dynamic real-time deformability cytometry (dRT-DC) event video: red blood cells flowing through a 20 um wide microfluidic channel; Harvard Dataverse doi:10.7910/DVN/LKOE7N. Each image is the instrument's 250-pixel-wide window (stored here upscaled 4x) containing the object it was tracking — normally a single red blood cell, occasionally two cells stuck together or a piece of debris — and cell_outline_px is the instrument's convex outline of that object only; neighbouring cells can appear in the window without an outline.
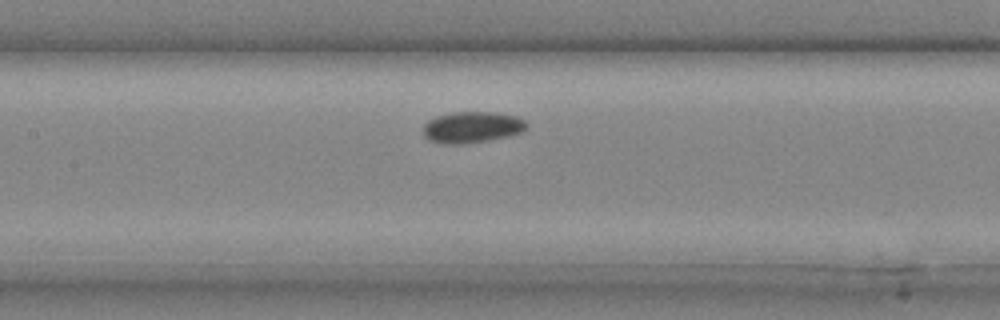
{"species": "common noctule bat (a hibernating species)", "species_latin": "Nyctalus noctula", "temperature_condition": "cold", "stored_images_in_passage": 20, "camera_frame_rate_fps": 3000, "um_per_image_px": 0.085, "animal": {"sex": "male", "body_mass_g": 20.4}, "frame": {"image": 1, "passage_image": 7, "time_ms": 2.0, "image_size_px": [1000, 320], "cell_outline_px": [[528, 128], [520, 132], [508, 136], [488, 140], [460, 144], [440, 144], [428, 140], [424, 136], [424, 124], [428, 120], [436, 116], [452, 112], [496, 112], [516, 116], [524, 120], [528, 124]], "centroid_in_image_um": [40.11, 10.81], "position_along_channel_um": 167.3, "area_um2": 18.96}}
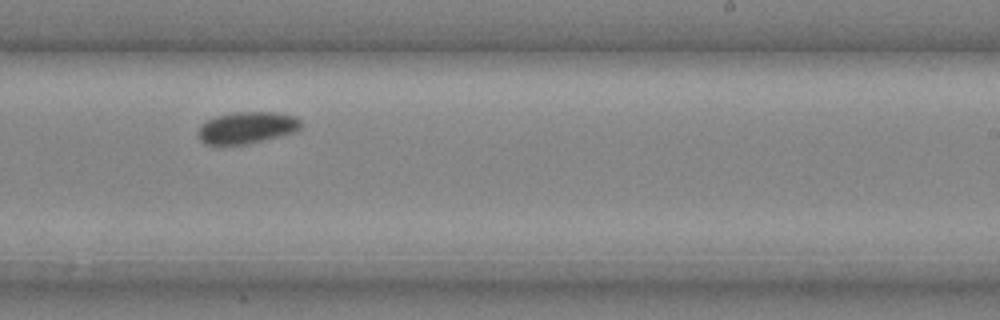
{"frame": {"image": 2, "passage_image": 12, "time_ms": 3.667, "image_size_px": [1000, 320], "cell_outline_px": [[300, 128], [292, 132], [264, 140], [248, 144], [204, 144], [200, 140], [196, 132], [200, 124], [216, 116], [236, 112], [276, 112], [296, 116], [300, 120]], "centroid_in_image_um": [20.94, 10.84], "position_along_channel_um": 268.1, "area_um2": 18.96}}
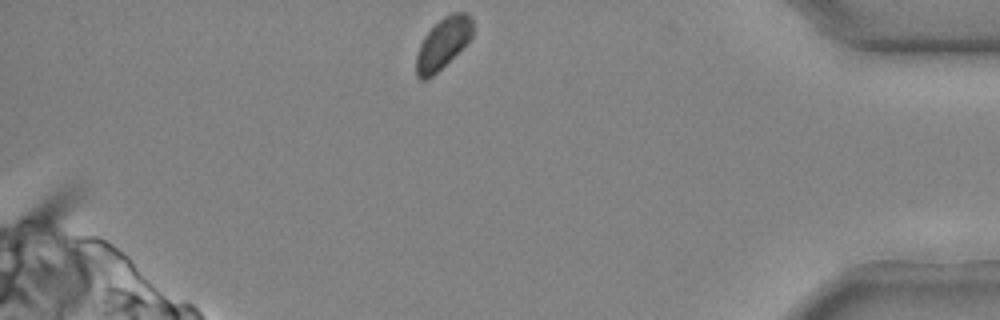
{"frame": {"image": 3, "passage_image": 20, "time_ms": 6.333, "image_size_px": [1000, 320], "cell_outline_px": [[472, 36], [432, 76], [424, 80], [420, 80], [416, 76], [416, 56], [420, 44], [424, 36], [444, 16], [452, 12], [464, 12], [472, 20]], "centroid_in_image_um": [37.61, 3.68], "position_along_channel_um": 397.6, "area_um2": 16.13}}